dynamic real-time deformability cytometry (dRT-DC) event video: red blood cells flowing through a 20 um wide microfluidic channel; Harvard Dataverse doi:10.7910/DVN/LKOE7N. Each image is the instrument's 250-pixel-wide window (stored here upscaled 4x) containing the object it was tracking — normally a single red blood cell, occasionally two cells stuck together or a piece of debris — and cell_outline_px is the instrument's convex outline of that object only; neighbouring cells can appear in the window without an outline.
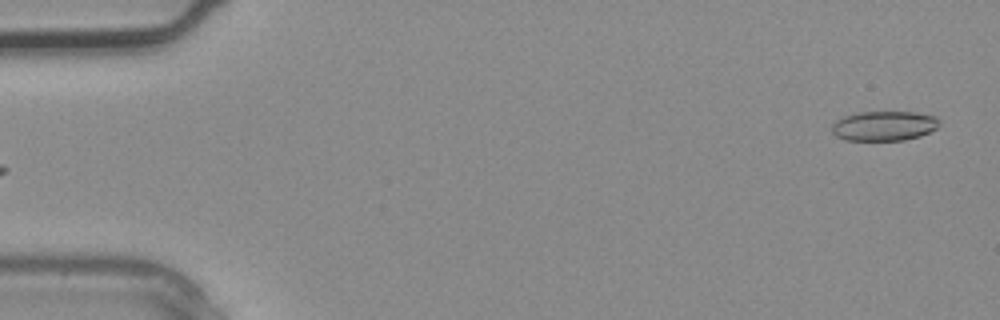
{"species": "common noctule bat (a hibernating species)", "species_latin": "Nyctalus noctula", "temperature_condition": "warm", "stored_images_in_passage": 4, "camera_frame_rate_fps": 3000, "um_per_image_px": 0.085, "animal": {"sex": "male", "body_mass_g": 20.4}, "frame": {"image": 1, "passage_image": 4, "time_ms": 1.0, "image_size_px": [1000, 320], "cell_outline_px": [[940, 124], [936, 128], [920, 136], [904, 140], [844, 140], [836, 136], [832, 132], [832, 124], [836, 120], [844, 116], [860, 112], [916, 112], [936, 116], [940, 120]], "centroid_in_image_um": [75.15, 10.7], "position_along_channel_um": 9.9, "area_um2": 18.67}}